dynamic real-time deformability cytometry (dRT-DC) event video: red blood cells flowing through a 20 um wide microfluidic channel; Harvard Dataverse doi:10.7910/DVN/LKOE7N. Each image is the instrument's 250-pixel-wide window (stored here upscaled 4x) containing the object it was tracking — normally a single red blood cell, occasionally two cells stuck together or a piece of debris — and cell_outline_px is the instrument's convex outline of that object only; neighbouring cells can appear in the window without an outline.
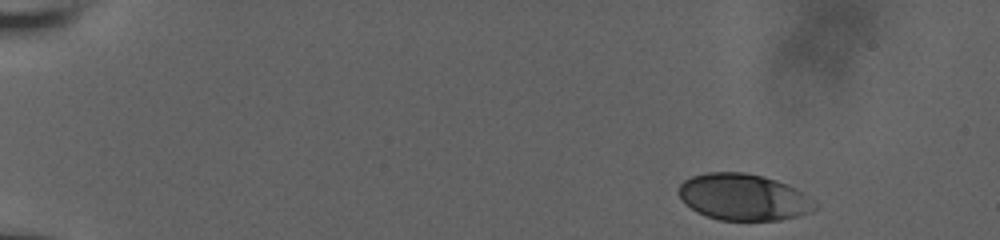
{"species": "human", "species_latin": "Homo sapiens", "temperature_condition": "room temperature", "stored_images_in_passage": 18, "camera_frame_rate_fps": 3000, "um_per_image_px": 0.085, "donor": {"sex": "male"}, "frame": {"image": 1, "passage_image": 1, "time_ms": 0.0, "image_size_px": [1000, 240], "cell_outline_px": [[816, 208], [800, 216], [780, 220], [720, 220], [696, 212], [684, 204], [680, 196], [680, 184], [684, 180], [692, 176], [708, 172], [744, 172], [764, 176], [776, 180], [800, 192], [816, 204]], "centroid_in_image_um": [63.15, 16.76], "position_along_channel_um": 21.9, "area_um2": 36.53}}
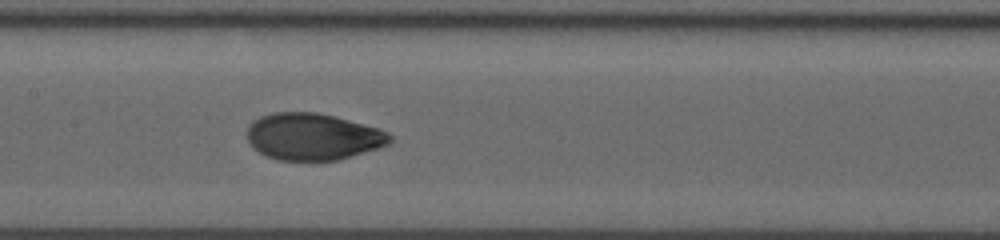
{"frame": {"image": 2, "passage_image": 12, "time_ms": 3.667, "image_size_px": [1000, 240], "cell_outline_px": [[392, 140], [388, 144], [380, 148], [336, 160], [276, 160], [252, 148], [248, 140], [248, 124], [252, 120], [260, 116], [272, 112], [316, 112], [380, 128], [388, 132], [392, 136]], "centroid_in_image_um": [26.59, 11.61], "position_along_channel_um": 180.8, "area_um2": 39.02}}
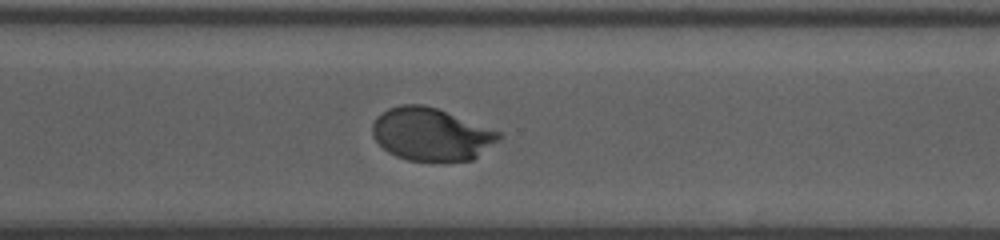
{"frame": {"image": 3, "passage_image": 18, "time_ms": 5.667, "image_size_px": [1000, 240], "cell_outline_px": [[500, 140], [472, 160], [408, 160], [396, 156], [388, 152], [372, 136], [372, 124], [376, 116], [388, 108], [400, 104], [424, 104], [436, 108], [500, 132]], "centroid_in_image_um": [36.61, 11.4], "position_along_channel_um": 334.0, "area_um2": 38.49}}